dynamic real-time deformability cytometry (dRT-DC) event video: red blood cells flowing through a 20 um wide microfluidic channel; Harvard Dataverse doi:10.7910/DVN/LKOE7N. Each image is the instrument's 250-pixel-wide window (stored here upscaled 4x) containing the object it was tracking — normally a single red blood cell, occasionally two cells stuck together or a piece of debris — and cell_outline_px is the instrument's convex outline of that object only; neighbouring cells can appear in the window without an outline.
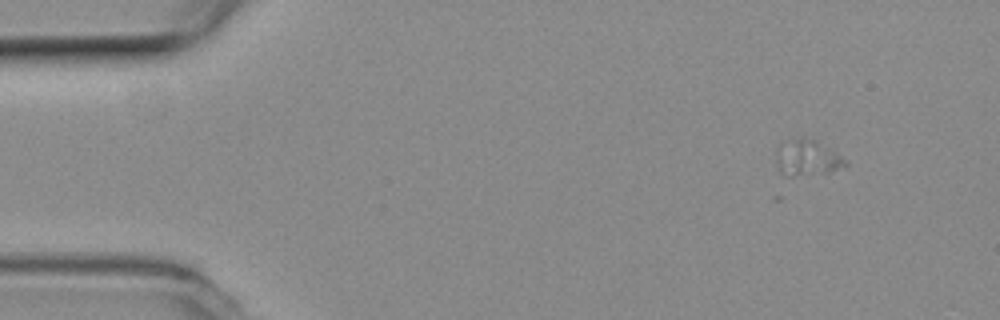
{"species": "common noctule bat (a hibernating species)", "species_latin": "Nyctalus noctula", "temperature_condition": "room temperature", "stored_images_in_passage": 3, "camera_frame_rate_fps": 3000, "um_per_image_px": 0.085, "animal": {"sex": "female", "body_mass_g": 19.3, "forearm_length_mm": 54.1}, "frame": {"image": 1, "passage_image": 1, "time_ms": 0.0, "image_size_px": [1000, 320], "cell_outline_px": [[848, 164], [824, 172], [792, 176], [788, 176], [780, 172], [776, 152], [776, 148], [784, 140], [804, 136], [816, 140], [836, 152], [848, 160]], "centroid_in_image_um": [68.58, 13.36], "position_along_channel_um": 16.4, "area_um2": 14.33}}